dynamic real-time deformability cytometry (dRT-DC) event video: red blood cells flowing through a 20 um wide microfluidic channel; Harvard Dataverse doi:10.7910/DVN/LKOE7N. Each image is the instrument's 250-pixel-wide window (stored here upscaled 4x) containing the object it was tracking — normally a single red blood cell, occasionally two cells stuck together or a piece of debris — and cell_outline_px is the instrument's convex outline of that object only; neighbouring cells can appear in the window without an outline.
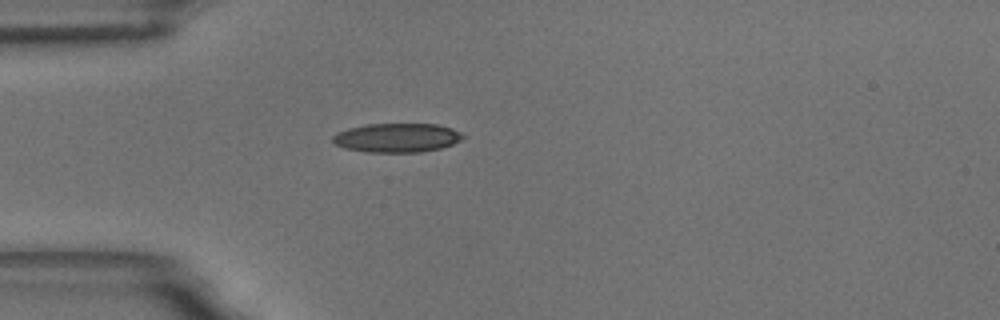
{"species": "common noctule bat (a hibernating species)", "species_latin": "Nyctalus noctula", "temperature_condition": "room temperature", "stored_images_in_passage": 6, "camera_frame_rate_fps": 3000, "um_per_image_px": 0.085, "animal": {"sex": "male", "body_mass_g": 18.8}, "frame": {"image": 1, "passage_image": 4, "time_ms": 3.333, "image_size_px": [1000, 320], "cell_outline_px": [[464, 136], [460, 140], [452, 144], [440, 148], [420, 152], [368, 152], [344, 148], [336, 144], [332, 140], [332, 136], [336, 132], [348, 128], [368, 124], [436, 124], [452, 128], [460, 132]], "centroid_in_image_um": [33.71, 11.7], "position_along_channel_um": 51.3, "area_um2": 21.96}}